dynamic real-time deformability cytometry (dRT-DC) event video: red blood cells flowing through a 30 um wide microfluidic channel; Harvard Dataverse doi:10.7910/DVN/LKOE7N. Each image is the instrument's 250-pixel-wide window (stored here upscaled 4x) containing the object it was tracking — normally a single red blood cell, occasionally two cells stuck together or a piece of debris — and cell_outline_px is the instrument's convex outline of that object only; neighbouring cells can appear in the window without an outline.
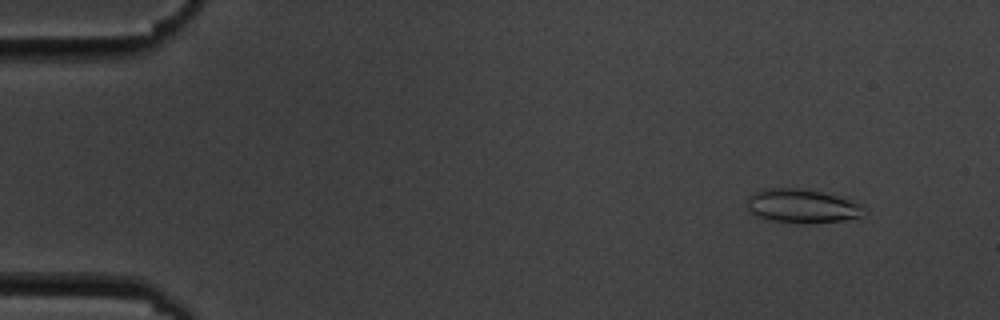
{"species": "common noctule bat (a hibernating species)", "species_latin": "Nyctalus noctula", "temperature_condition": "cold", "stored_images_in_passage": 6, "camera_frame_rate_fps": 3000, "um_per_image_px": 0.085, "animal": {"sex": "male", "body_mass_g": 19.5, "forearm_length_mm": 54.6}, "frame": {"image": 1, "passage_image": 2, "time_ms": 1.333, "image_size_px": [1000, 320], "cell_outline_px": [[860, 220], [804, 224], [772, 220], [756, 216], [748, 212], [748, 196], [764, 188], [804, 188], [836, 196], [860, 204]], "centroid_in_image_um": [68.15, 17.53], "position_along_channel_um": 16.9, "area_um2": 23.12}}
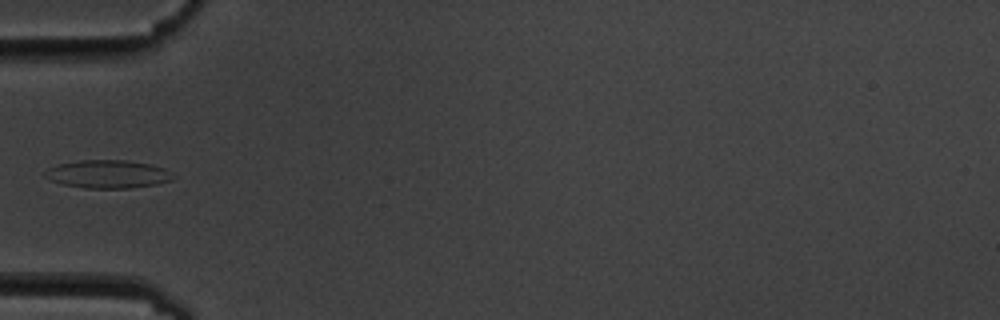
{"frame": {"image": 2, "passage_image": 6, "time_ms": 6.0, "image_size_px": [1000, 320], "cell_outline_px": [[176, 176], [172, 180], [156, 184], [128, 188], [84, 188], [64, 184], [48, 180], [44, 176], [44, 172], [48, 168], [56, 164], [80, 160], [124, 160], [152, 164], [164, 168]], "centroid_in_image_um": [9.15, 14.79], "position_along_channel_um": 75.9, "area_um2": 21.1}}